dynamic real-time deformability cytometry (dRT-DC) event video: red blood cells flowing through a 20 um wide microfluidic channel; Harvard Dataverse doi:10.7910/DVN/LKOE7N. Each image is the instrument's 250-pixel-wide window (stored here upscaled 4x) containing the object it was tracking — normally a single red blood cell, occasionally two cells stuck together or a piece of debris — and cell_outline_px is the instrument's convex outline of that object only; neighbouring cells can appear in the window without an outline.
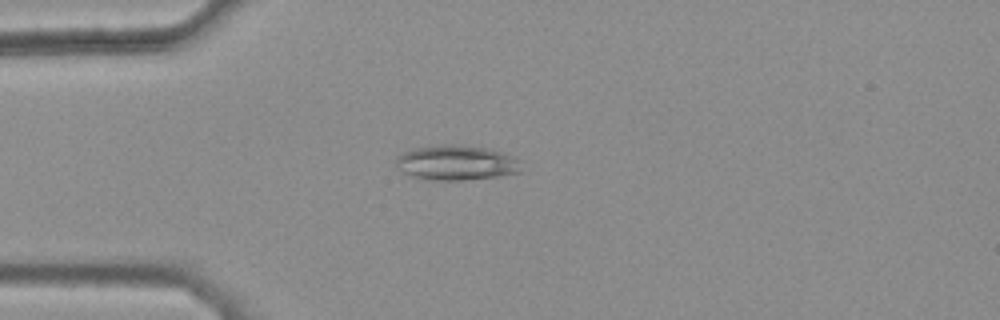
{"species": "common noctule bat (a hibernating species)", "species_latin": "Nyctalus noctula", "temperature_condition": "warm", "stored_images_in_passage": 45, "camera_frame_rate_fps": 3000, "um_per_image_px": 0.085, "animal": {"sex": "female", "body_mass_g": 25.1}, "frame": {"image": 1, "passage_image": 13, "time_ms": 4.0, "image_size_px": [1000, 320], "cell_outline_px": [[520, 172], [500, 176], [460, 180], [428, 180], [412, 176], [404, 172], [396, 164], [396, 156], [404, 152], [416, 148], [444, 144], [452, 144], [488, 148], [516, 156], [520, 160]], "centroid_in_image_um": [38.82, 13.83], "position_along_channel_um": 46.2, "area_um2": 25.49}}
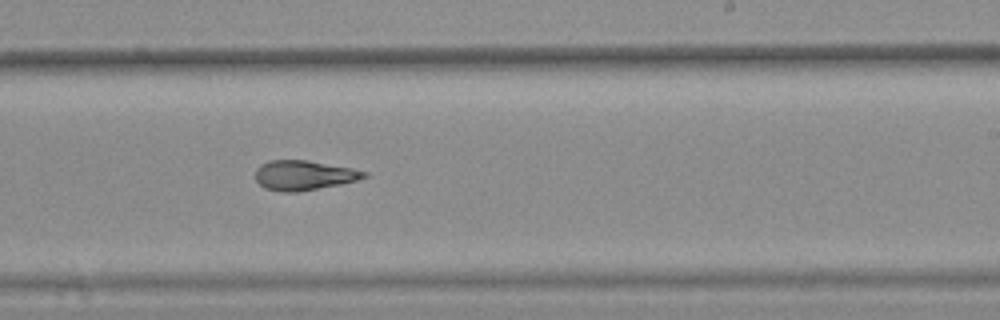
{"frame": {"image": 2, "passage_image": 31, "time_ms": 10.0, "image_size_px": [1000, 320], "cell_outline_px": [[368, 176], [356, 180], [340, 184], [296, 192], [284, 192], [264, 188], [256, 180], [256, 168], [260, 164], [268, 160], [308, 160], [352, 168], [368, 172]], "centroid_in_image_um": [25.81, 14.89], "position_along_channel_um": 263.2, "area_um2": 18.79}}
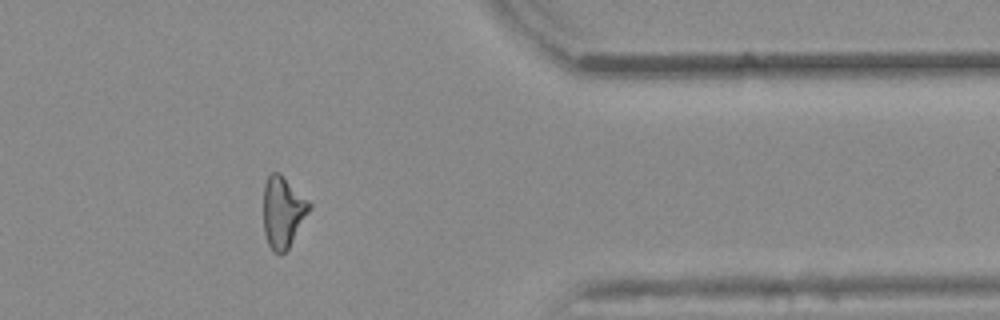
{"frame": {"image": 3, "passage_image": 42, "time_ms": 13.667, "image_size_px": [1000, 320], "cell_outline_px": [[312, 208], [288, 248], [284, 252], [272, 252], [268, 244], [264, 232], [264, 184], [268, 176], [272, 172], [280, 172], [312, 204]], "centroid_in_image_um": [24.05, 17.99], "position_along_channel_um": 387.3, "area_um2": 19.02}, "authors_computed_cell_mechanics": {"area_um2": 19.2474, "velocity_mm_per_s": 3.88, "shape_relaxation_time_tau1_ms": null, "shape_relaxation_time_tau2_ms": 3.287, "deformation_change_tau1": null, "deformation_change_tau2": 0.1026}}